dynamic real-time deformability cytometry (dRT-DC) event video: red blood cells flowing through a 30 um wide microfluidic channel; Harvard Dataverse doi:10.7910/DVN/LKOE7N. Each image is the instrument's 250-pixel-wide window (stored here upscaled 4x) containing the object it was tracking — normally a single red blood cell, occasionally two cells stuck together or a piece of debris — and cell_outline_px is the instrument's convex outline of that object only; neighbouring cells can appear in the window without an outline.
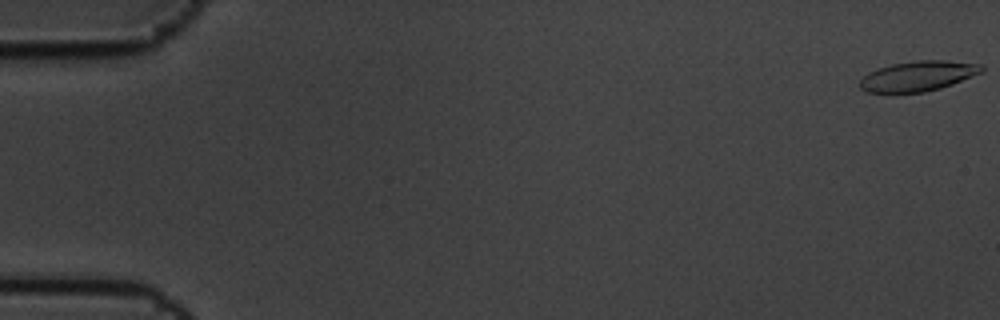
{"species": "common noctule bat (a hibernating species)", "species_latin": "Nyctalus noctula", "temperature_condition": "cold", "stored_images_in_passage": 6, "camera_frame_rate_fps": 3000, "um_per_image_px": 0.085, "animal": {"sex": "male", "body_mass_g": 19.5, "forearm_length_mm": 54.6}, "frame": {"image": 1, "passage_image": 1, "time_ms": 0.0, "image_size_px": [1000, 320], "cell_outline_px": [[984, 72], [952, 84], [940, 88], [924, 92], [864, 92], [860, 88], [860, 80], [868, 72], [892, 64], [916, 60], [944, 60], [980, 64], [984, 68]], "centroid_in_image_um": [78.05, 6.46], "position_along_channel_um": 7.0, "area_um2": 21.27}}
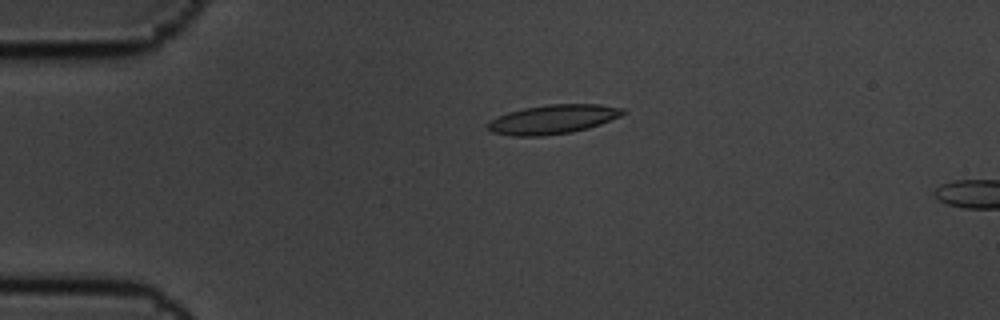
{"frame": {"image": 2, "passage_image": 4, "time_ms": 1.0, "image_size_px": [1000, 320], "cell_outline_px": [[628, 112], [620, 116], [600, 124], [588, 128], [572, 132], [540, 136], [512, 136], [492, 132], [488, 128], [488, 120], [508, 112], [524, 108], [548, 104], [600, 104], [624, 108]], "centroid_in_image_um": [47.01, 10.13], "position_along_channel_um": 38.0, "area_um2": 23.0}}